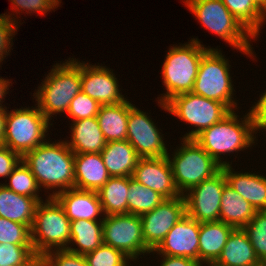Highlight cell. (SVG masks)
<instances>
[{
    "label": "cell",
    "mask_w": 266,
    "mask_h": 266,
    "mask_svg": "<svg viewBox=\"0 0 266 266\" xmlns=\"http://www.w3.org/2000/svg\"><path fill=\"white\" fill-rule=\"evenodd\" d=\"M37 204L35 198L17 194L0 183V217L31 228Z\"/></svg>",
    "instance_id": "cell-26"
},
{
    "label": "cell",
    "mask_w": 266,
    "mask_h": 266,
    "mask_svg": "<svg viewBox=\"0 0 266 266\" xmlns=\"http://www.w3.org/2000/svg\"><path fill=\"white\" fill-rule=\"evenodd\" d=\"M113 69L104 65H92L81 61L82 91L102 105H113L126 101L121 91L118 78Z\"/></svg>",
    "instance_id": "cell-15"
},
{
    "label": "cell",
    "mask_w": 266,
    "mask_h": 266,
    "mask_svg": "<svg viewBox=\"0 0 266 266\" xmlns=\"http://www.w3.org/2000/svg\"><path fill=\"white\" fill-rule=\"evenodd\" d=\"M21 160L18 153L0 144V177L7 179Z\"/></svg>",
    "instance_id": "cell-41"
},
{
    "label": "cell",
    "mask_w": 266,
    "mask_h": 266,
    "mask_svg": "<svg viewBox=\"0 0 266 266\" xmlns=\"http://www.w3.org/2000/svg\"><path fill=\"white\" fill-rule=\"evenodd\" d=\"M39 262L32 245L0 243V265L37 266Z\"/></svg>",
    "instance_id": "cell-33"
},
{
    "label": "cell",
    "mask_w": 266,
    "mask_h": 266,
    "mask_svg": "<svg viewBox=\"0 0 266 266\" xmlns=\"http://www.w3.org/2000/svg\"><path fill=\"white\" fill-rule=\"evenodd\" d=\"M70 125L71 139L65 141L74 154L102 152L107 142L97 117L72 121Z\"/></svg>",
    "instance_id": "cell-20"
},
{
    "label": "cell",
    "mask_w": 266,
    "mask_h": 266,
    "mask_svg": "<svg viewBox=\"0 0 266 266\" xmlns=\"http://www.w3.org/2000/svg\"><path fill=\"white\" fill-rule=\"evenodd\" d=\"M12 80L11 79H5L0 76V108L6 107L4 103L6 95L9 93V88L12 86ZM4 99V100H3Z\"/></svg>",
    "instance_id": "cell-44"
},
{
    "label": "cell",
    "mask_w": 266,
    "mask_h": 266,
    "mask_svg": "<svg viewBox=\"0 0 266 266\" xmlns=\"http://www.w3.org/2000/svg\"><path fill=\"white\" fill-rule=\"evenodd\" d=\"M132 178L144 186L158 192L165 199L181 196L174 180L167 156L159 158H140Z\"/></svg>",
    "instance_id": "cell-17"
},
{
    "label": "cell",
    "mask_w": 266,
    "mask_h": 266,
    "mask_svg": "<svg viewBox=\"0 0 266 266\" xmlns=\"http://www.w3.org/2000/svg\"><path fill=\"white\" fill-rule=\"evenodd\" d=\"M215 262L224 266H259L261 264L243 228L234 229L231 232Z\"/></svg>",
    "instance_id": "cell-24"
},
{
    "label": "cell",
    "mask_w": 266,
    "mask_h": 266,
    "mask_svg": "<svg viewBox=\"0 0 266 266\" xmlns=\"http://www.w3.org/2000/svg\"><path fill=\"white\" fill-rule=\"evenodd\" d=\"M158 106L182 122L192 126V130L179 138L194 139L204 129L221 121L231 110L223 103L208 99L193 92L174 96L166 104L159 102Z\"/></svg>",
    "instance_id": "cell-9"
},
{
    "label": "cell",
    "mask_w": 266,
    "mask_h": 266,
    "mask_svg": "<svg viewBox=\"0 0 266 266\" xmlns=\"http://www.w3.org/2000/svg\"><path fill=\"white\" fill-rule=\"evenodd\" d=\"M51 123L39 110V107H22L8 111L5 136L2 145L23 157L49 136Z\"/></svg>",
    "instance_id": "cell-10"
},
{
    "label": "cell",
    "mask_w": 266,
    "mask_h": 266,
    "mask_svg": "<svg viewBox=\"0 0 266 266\" xmlns=\"http://www.w3.org/2000/svg\"><path fill=\"white\" fill-rule=\"evenodd\" d=\"M39 263L41 266H88L84 255L66 249L46 252Z\"/></svg>",
    "instance_id": "cell-39"
},
{
    "label": "cell",
    "mask_w": 266,
    "mask_h": 266,
    "mask_svg": "<svg viewBox=\"0 0 266 266\" xmlns=\"http://www.w3.org/2000/svg\"><path fill=\"white\" fill-rule=\"evenodd\" d=\"M111 177H132L140 157L127 141H110L100 153Z\"/></svg>",
    "instance_id": "cell-22"
},
{
    "label": "cell",
    "mask_w": 266,
    "mask_h": 266,
    "mask_svg": "<svg viewBox=\"0 0 266 266\" xmlns=\"http://www.w3.org/2000/svg\"><path fill=\"white\" fill-rule=\"evenodd\" d=\"M158 257H161L158 260V263L160 261L158 266H202V264L192 258L188 257H180V256H168L163 254H156Z\"/></svg>",
    "instance_id": "cell-43"
},
{
    "label": "cell",
    "mask_w": 266,
    "mask_h": 266,
    "mask_svg": "<svg viewBox=\"0 0 266 266\" xmlns=\"http://www.w3.org/2000/svg\"><path fill=\"white\" fill-rule=\"evenodd\" d=\"M169 47L160 73L166 93L157 97L164 104L176 95L192 92L202 56L212 49L196 37Z\"/></svg>",
    "instance_id": "cell-4"
},
{
    "label": "cell",
    "mask_w": 266,
    "mask_h": 266,
    "mask_svg": "<svg viewBox=\"0 0 266 266\" xmlns=\"http://www.w3.org/2000/svg\"><path fill=\"white\" fill-rule=\"evenodd\" d=\"M74 188L98 191L111 177L100 153L75 154Z\"/></svg>",
    "instance_id": "cell-21"
},
{
    "label": "cell",
    "mask_w": 266,
    "mask_h": 266,
    "mask_svg": "<svg viewBox=\"0 0 266 266\" xmlns=\"http://www.w3.org/2000/svg\"><path fill=\"white\" fill-rule=\"evenodd\" d=\"M256 210L227 183L221 196L220 221L235 229L244 228L254 217Z\"/></svg>",
    "instance_id": "cell-27"
},
{
    "label": "cell",
    "mask_w": 266,
    "mask_h": 266,
    "mask_svg": "<svg viewBox=\"0 0 266 266\" xmlns=\"http://www.w3.org/2000/svg\"><path fill=\"white\" fill-rule=\"evenodd\" d=\"M102 244V221H70V243L66 250L72 253L85 255L94 251Z\"/></svg>",
    "instance_id": "cell-28"
},
{
    "label": "cell",
    "mask_w": 266,
    "mask_h": 266,
    "mask_svg": "<svg viewBox=\"0 0 266 266\" xmlns=\"http://www.w3.org/2000/svg\"><path fill=\"white\" fill-rule=\"evenodd\" d=\"M7 108H9V107L0 108V143L1 144H2L3 138L5 136L6 117L8 114Z\"/></svg>",
    "instance_id": "cell-45"
},
{
    "label": "cell",
    "mask_w": 266,
    "mask_h": 266,
    "mask_svg": "<svg viewBox=\"0 0 266 266\" xmlns=\"http://www.w3.org/2000/svg\"><path fill=\"white\" fill-rule=\"evenodd\" d=\"M230 13L257 39L266 24V12L255 0H221Z\"/></svg>",
    "instance_id": "cell-30"
},
{
    "label": "cell",
    "mask_w": 266,
    "mask_h": 266,
    "mask_svg": "<svg viewBox=\"0 0 266 266\" xmlns=\"http://www.w3.org/2000/svg\"><path fill=\"white\" fill-rule=\"evenodd\" d=\"M236 112L237 110L231 111L221 121L204 129L194 138L220 166L233 162L225 160L223 156L247 151V148L255 147L258 141L249 111L242 118Z\"/></svg>",
    "instance_id": "cell-2"
},
{
    "label": "cell",
    "mask_w": 266,
    "mask_h": 266,
    "mask_svg": "<svg viewBox=\"0 0 266 266\" xmlns=\"http://www.w3.org/2000/svg\"><path fill=\"white\" fill-rule=\"evenodd\" d=\"M148 112L140 110L130 102L126 140L134 147L140 158L167 156L168 147L161 128Z\"/></svg>",
    "instance_id": "cell-12"
},
{
    "label": "cell",
    "mask_w": 266,
    "mask_h": 266,
    "mask_svg": "<svg viewBox=\"0 0 266 266\" xmlns=\"http://www.w3.org/2000/svg\"><path fill=\"white\" fill-rule=\"evenodd\" d=\"M22 161L30 168L39 187L46 190L45 197H55L59 192L74 188L75 154L64 139L53 142L49 137L27 152Z\"/></svg>",
    "instance_id": "cell-1"
},
{
    "label": "cell",
    "mask_w": 266,
    "mask_h": 266,
    "mask_svg": "<svg viewBox=\"0 0 266 266\" xmlns=\"http://www.w3.org/2000/svg\"><path fill=\"white\" fill-rule=\"evenodd\" d=\"M183 3L205 30L255 61L256 53L251 44L258 39L230 13L221 0H183Z\"/></svg>",
    "instance_id": "cell-5"
},
{
    "label": "cell",
    "mask_w": 266,
    "mask_h": 266,
    "mask_svg": "<svg viewBox=\"0 0 266 266\" xmlns=\"http://www.w3.org/2000/svg\"><path fill=\"white\" fill-rule=\"evenodd\" d=\"M229 59L225 58L221 48L209 49L199 63L192 92L208 99L225 104L231 111L240 107L234 98V84Z\"/></svg>",
    "instance_id": "cell-8"
},
{
    "label": "cell",
    "mask_w": 266,
    "mask_h": 266,
    "mask_svg": "<svg viewBox=\"0 0 266 266\" xmlns=\"http://www.w3.org/2000/svg\"><path fill=\"white\" fill-rule=\"evenodd\" d=\"M53 65L32 95L50 122L53 116L66 114L70 102L82 91L81 61L78 58L69 57Z\"/></svg>",
    "instance_id": "cell-3"
},
{
    "label": "cell",
    "mask_w": 266,
    "mask_h": 266,
    "mask_svg": "<svg viewBox=\"0 0 266 266\" xmlns=\"http://www.w3.org/2000/svg\"><path fill=\"white\" fill-rule=\"evenodd\" d=\"M55 198L64 208L70 221H103L104 219L105 214L96 191L71 188L59 192Z\"/></svg>",
    "instance_id": "cell-18"
},
{
    "label": "cell",
    "mask_w": 266,
    "mask_h": 266,
    "mask_svg": "<svg viewBox=\"0 0 266 266\" xmlns=\"http://www.w3.org/2000/svg\"><path fill=\"white\" fill-rule=\"evenodd\" d=\"M226 183L220 170L212 178L191 188L184 194L186 214L199 223L220 221L221 196Z\"/></svg>",
    "instance_id": "cell-13"
},
{
    "label": "cell",
    "mask_w": 266,
    "mask_h": 266,
    "mask_svg": "<svg viewBox=\"0 0 266 266\" xmlns=\"http://www.w3.org/2000/svg\"><path fill=\"white\" fill-rule=\"evenodd\" d=\"M10 2L12 5V13H3V15L8 16L12 21L20 25H22L19 20L20 16L18 17L20 13H28L32 15L33 13L36 14L38 12L37 15L43 16L46 15L47 12H55V9H57L62 3L61 0H10Z\"/></svg>",
    "instance_id": "cell-35"
},
{
    "label": "cell",
    "mask_w": 266,
    "mask_h": 266,
    "mask_svg": "<svg viewBox=\"0 0 266 266\" xmlns=\"http://www.w3.org/2000/svg\"><path fill=\"white\" fill-rule=\"evenodd\" d=\"M200 223L187 214L167 233L159 246L150 252L168 256L192 258L199 262Z\"/></svg>",
    "instance_id": "cell-16"
},
{
    "label": "cell",
    "mask_w": 266,
    "mask_h": 266,
    "mask_svg": "<svg viewBox=\"0 0 266 266\" xmlns=\"http://www.w3.org/2000/svg\"><path fill=\"white\" fill-rule=\"evenodd\" d=\"M259 266H266V264L265 263H261Z\"/></svg>",
    "instance_id": "cell-49"
},
{
    "label": "cell",
    "mask_w": 266,
    "mask_h": 266,
    "mask_svg": "<svg viewBox=\"0 0 266 266\" xmlns=\"http://www.w3.org/2000/svg\"><path fill=\"white\" fill-rule=\"evenodd\" d=\"M234 229L221 221L200 223L199 262L205 264L216 261Z\"/></svg>",
    "instance_id": "cell-23"
},
{
    "label": "cell",
    "mask_w": 266,
    "mask_h": 266,
    "mask_svg": "<svg viewBox=\"0 0 266 266\" xmlns=\"http://www.w3.org/2000/svg\"><path fill=\"white\" fill-rule=\"evenodd\" d=\"M102 234L103 244L122 251L134 263L150 255L151 250L143 238L140 215H105L102 221Z\"/></svg>",
    "instance_id": "cell-11"
},
{
    "label": "cell",
    "mask_w": 266,
    "mask_h": 266,
    "mask_svg": "<svg viewBox=\"0 0 266 266\" xmlns=\"http://www.w3.org/2000/svg\"><path fill=\"white\" fill-rule=\"evenodd\" d=\"M186 215L184 195L165 199L152 211L140 215L146 246L155 250L172 227Z\"/></svg>",
    "instance_id": "cell-14"
},
{
    "label": "cell",
    "mask_w": 266,
    "mask_h": 266,
    "mask_svg": "<svg viewBox=\"0 0 266 266\" xmlns=\"http://www.w3.org/2000/svg\"><path fill=\"white\" fill-rule=\"evenodd\" d=\"M257 98L253 106L249 107V113L254 124V128L260 135V131L266 126V89Z\"/></svg>",
    "instance_id": "cell-42"
},
{
    "label": "cell",
    "mask_w": 266,
    "mask_h": 266,
    "mask_svg": "<svg viewBox=\"0 0 266 266\" xmlns=\"http://www.w3.org/2000/svg\"><path fill=\"white\" fill-rule=\"evenodd\" d=\"M128 214L142 215L152 211L160 205L165 198L158 192L129 177Z\"/></svg>",
    "instance_id": "cell-31"
},
{
    "label": "cell",
    "mask_w": 266,
    "mask_h": 266,
    "mask_svg": "<svg viewBox=\"0 0 266 266\" xmlns=\"http://www.w3.org/2000/svg\"><path fill=\"white\" fill-rule=\"evenodd\" d=\"M19 27L20 25L8 16L0 14V67L6 59L5 57L10 55L11 50H13V38L16 36Z\"/></svg>",
    "instance_id": "cell-40"
},
{
    "label": "cell",
    "mask_w": 266,
    "mask_h": 266,
    "mask_svg": "<svg viewBox=\"0 0 266 266\" xmlns=\"http://www.w3.org/2000/svg\"><path fill=\"white\" fill-rule=\"evenodd\" d=\"M202 266H224V265H221V264L213 261V262H208V263L202 264Z\"/></svg>",
    "instance_id": "cell-47"
},
{
    "label": "cell",
    "mask_w": 266,
    "mask_h": 266,
    "mask_svg": "<svg viewBox=\"0 0 266 266\" xmlns=\"http://www.w3.org/2000/svg\"><path fill=\"white\" fill-rule=\"evenodd\" d=\"M129 177H110L97 191L105 215L128 214Z\"/></svg>",
    "instance_id": "cell-29"
},
{
    "label": "cell",
    "mask_w": 266,
    "mask_h": 266,
    "mask_svg": "<svg viewBox=\"0 0 266 266\" xmlns=\"http://www.w3.org/2000/svg\"><path fill=\"white\" fill-rule=\"evenodd\" d=\"M9 179V183L7 180ZM5 180V185L11 191L17 194L25 195L35 198L38 202L43 201L39 194L41 189L37 183L36 178L31 173L30 168L21 160L20 163L13 169L11 175Z\"/></svg>",
    "instance_id": "cell-32"
},
{
    "label": "cell",
    "mask_w": 266,
    "mask_h": 266,
    "mask_svg": "<svg viewBox=\"0 0 266 266\" xmlns=\"http://www.w3.org/2000/svg\"><path fill=\"white\" fill-rule=\"evenodd\" d=\"M84 257L88 266H133L130 263L132 260L122 251L106 244L85 254Z\"/></svg>",
    "instance_id": "cell-36"
},
{
    "label": "cell",
    "mask_w": 266,
    "mask_h": 266,
    "mask_svg": "<svg viewBox=\"0 0 266 266\" xmlns=\"http://www.w3.org/2000/svg\"><path fill=\"white\" fill-rule=\"evenodd\" d=\"M100 106L96 100L80 91L70 102L66 115L72 118L71 121L96 117Z\"/></svg>",
    "instance_id": "cell-38"
},
{
    "label": "cell",
    "mask_w": 266,
    "mask_h": 266,
    "mask_svg": "<svg viewBox=\"0 0 266 266\" xmlns=\"http://www.w3.org/2000/svg\"><path fill=\"white\" fill-rule=\"evenodd\" d=\"M227 184L248 201L256 211L266 210V174L234 171L232 164L221 166ZM242 172V173H241Z\"/></svg>",
    "instance_id": "cell-19"
},
{
    "label": "cell",
    "mask_w": 266,
    "mask_h": 266,
    "mask_svg": "<svg viewBox=\"0 0 266 266\" xmlns=\"http://www.w3.org/2000/svg\"><path fill=\"white\" fill-rule=\"evenodd\" d=\"M261 131L262 132H266V126Z\"/></svg>",
    "instance_id": "cell-48"
},
{
    "label": "cell",
    "mask_w": 266,
    "mask_h": 266,
    "mask_svg": "<svg viewBox=\"0 0 266 266\" xmlns=\"http://www.w3.org/2000/svg\"><path fill=\"white\" fill-rule=\"evenodd\" d=\"M255 1L266 12V0H255Z\"/></svg>",
    "instance_id": "cell-46"
},
{
    "label": "cell",
    "mask_w": 266,
    "mask_h": 266,
    "mask_svg": "<svg viewBox=\"0 0 266 266\" xmlns=\"http://www.w3.org/2000/svg\"><path fill=\"white\" fill-rule=\"evenodd\" d=\"M243 230L249 237L256 257L261 263L266 264V210L256 211Z\"/></svg>",
    "instance_id": "cell-34"
},
{
    "label": "cell",
    "mask_w": 266,
    "mask_h": 266,
    "mask_svg": "<svg viewBox=\"0 0 266 266\" xmlns=\"http://www.w3.org/2000/svg\"><path fill=\"white\" fill-rule=\"evenodd\" d=\"M30 229L33 250L39 258L52 250L67 249L70 243V219L55 197L38 202Z\"/></svg>",
    "instance_id": "cell-7"
},
{
    "label": "cell",
    "mask_w": 266,
    "mask_h": 266,
    "mask_svg": "<svg viewBox=\"0 0 266 266\" xmlns=\"http://www.w3.org/2000/svg\"><path fill=\"white\" fill-rule=\"evenodd\" d=\"M0 243L32 245L29 226L0 217Z\"/></svg>",
    "instance_id": "cell-37"
},
{
    "label": "cell",
    "mask_w": 266,
    "mask_h": 266,
    "mask_svg": "<svg viewBox=\"0 0 266 266\" xmlns=\"http://www.w3.org/2000/svg\"><path fill=\"white\" fill-rule=\"evenodd\" d=\"M180 141V146H176L172 154L168 152L167 158L175 186L180 195H184L216 175L221 166L194 139L180 138Z\"/></svg>",
    "instance_id": "cell-6"
},
{
    "label": "cell",
    "mask_w": 266,
    "mask_h": 266,
    "mask_svg": "<svg viewBox=\"0 0 266 266\" xmlns=\"http://www.w3.org/2000/svg\"><path fill=\"white\" fill-rule=\"evenodd\" d=\"M113 105H102L97 119L106 142L124 141L127 138L130 101Z\"/></svg>",
    "instance_id": "cell-25"
}]
</instances>
